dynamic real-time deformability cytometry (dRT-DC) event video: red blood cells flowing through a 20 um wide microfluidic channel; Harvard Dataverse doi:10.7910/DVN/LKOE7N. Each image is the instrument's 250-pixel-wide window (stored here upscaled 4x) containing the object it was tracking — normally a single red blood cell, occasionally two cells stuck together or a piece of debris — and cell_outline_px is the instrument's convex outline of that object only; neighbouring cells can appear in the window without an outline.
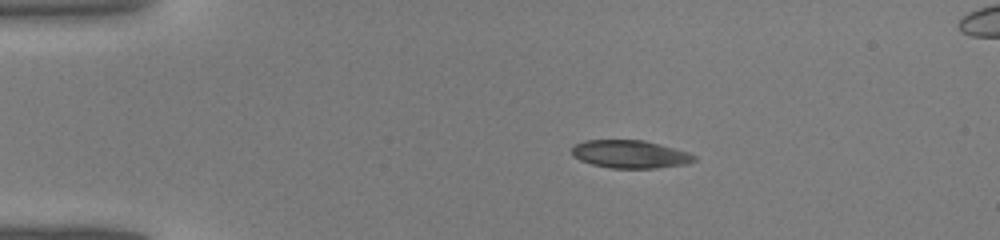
{"species": "common noctule bat (a hibernating species)", "species_latin": "Nyctalus noctula", "temperature_condition": "warm", "stored_images_in_passage": 35, "camera_frame_rate_fps": 3000, "um_per_image_px": 0.085, "animal": {"sex": "male", "body_mass_g": 19.0, "forearm_length_mm": 50.8}, "frame": {"image": 1, "passage_image": 1, "time_ms": 0.0, "image_size_px": [1000, 240], "cell_outline_px": [[696, 160], [688, 164], [656, 168], [612, 168], [592, 164], [580, 160], [572, 156], [572, 148], [576, 144], [584, 140], [644, 140], [688, 152], [696, 156]], "centroid_in_image_um": [53.56, 13.11], "position_along_channel_um": 31.4, "area_um2": 19.88}}
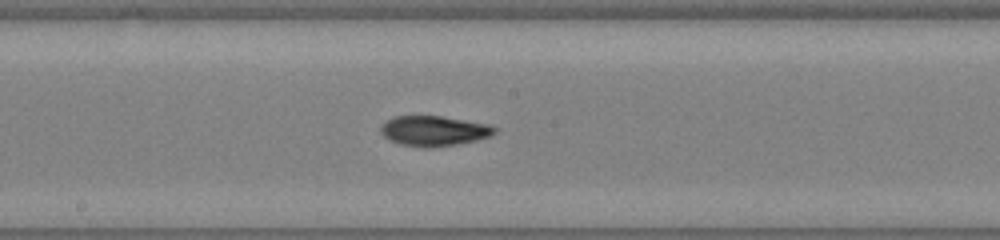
{"frame": {"image": 2, "passage_image": 16, "time_ms": 5.0, "image_size_px": [1000, 240], "cell_outline_px": [[496, 132], [492, 136], [476, 140], [456, 144], [400, 144], [388, 140], [380, 132], [380, 128], [388, 120], [396, 116], [440, 116], [488, 124], [496, 128]], "centroid_in_image_um": [36.91, 11.08], "position_along_channel_um": 211.3, "area_um2": 19.02}}
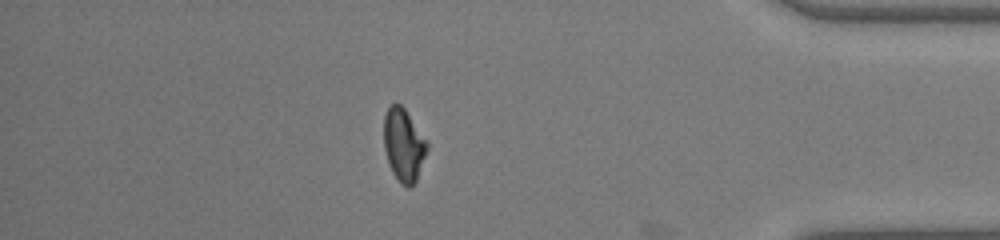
{"frame": {"image": 3, "passage_image": 30, "time_ms": 9.667, "image_size_px": [1000, 240], "cell_outline_px": [[428, 148], [416, 180], [408, 188], [400, 184], [392, 172], [388, 164], [384, 148], [384, 116], [388, 108], [392, 104], [400, 104], [404, 108], [428, 144]], "centroid_in_image_um": [34.28, 12.35], "position_along_channel_um": 400.9, "area_um2": 18.03}}